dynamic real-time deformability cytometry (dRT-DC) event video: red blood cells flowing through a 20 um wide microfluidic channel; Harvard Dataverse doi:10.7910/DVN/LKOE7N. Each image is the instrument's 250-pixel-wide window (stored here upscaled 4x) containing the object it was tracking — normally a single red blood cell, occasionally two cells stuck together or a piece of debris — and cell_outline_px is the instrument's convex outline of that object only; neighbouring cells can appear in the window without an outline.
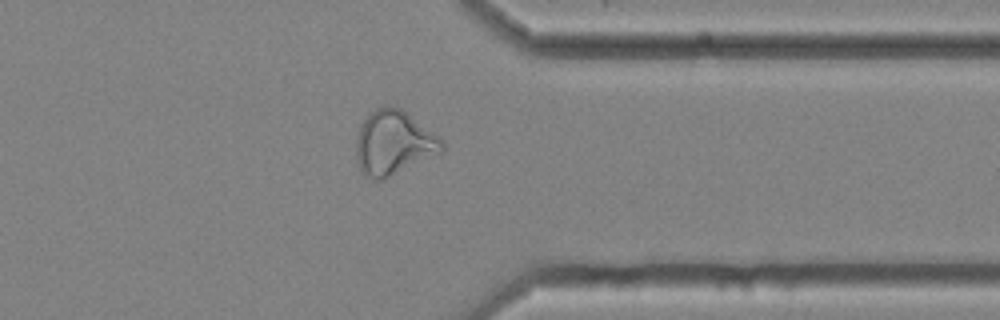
{"species": "common noctule bat (a hibernating species)", "species_latin": "Nyctalus noctula", "temperature_condition": "cold", "stored_images_in_passage": 56, "camera_frame_rate_fps": 3000, "um_per_image_px": 0.085, "animal": {"sex": "female", "body_mass_g": 25.1}, "frame": {"image": 1, "passage_image": 45, "time_ms": 14.667, "image_size_px": [1000, 320], "cell_outline_px": [[444, 148], [440, 152], [380, 180], [376, 180], [364, 176], [360, 168], [356, 156], [356, 140], [360, 124], [368, 112], [376, 108], [388, 104], [400, 108], [440, 136], [444, 140]], "centroid_in_image_um": [33.43, 12.09], "position_along_channel_um": 378.0, "area_um2": 31.96}}
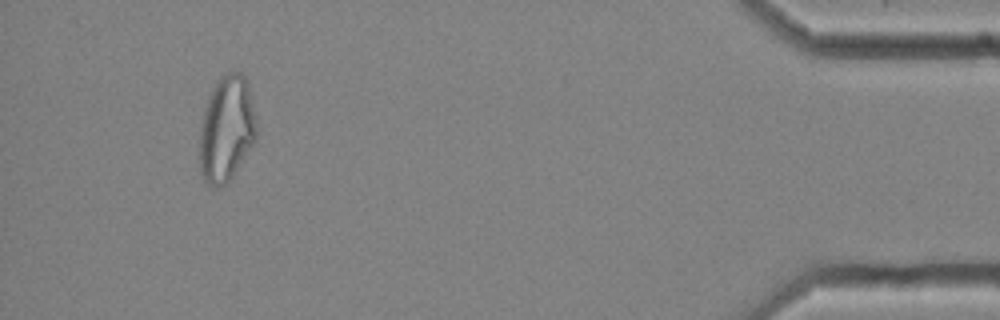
{"frame": {"image": 2, "passage_image": 53, "time_ms": 17.333, "image_size_px": [1000, 320], "cell_outline_px": [[256, 140], [232, 176], [224, 184], [216, 188], [208, 184], [200, 176], [200, 124], [204, 108], [208, 96], [216, 80], [224, 72], [232, 68], [240, 72], [244, 76], [248, 84], [256, 120]], "centroid_in_image_um": [19.24, 10.9], "position_along_channel_um": 416.0, "area_um2": 35.49}}